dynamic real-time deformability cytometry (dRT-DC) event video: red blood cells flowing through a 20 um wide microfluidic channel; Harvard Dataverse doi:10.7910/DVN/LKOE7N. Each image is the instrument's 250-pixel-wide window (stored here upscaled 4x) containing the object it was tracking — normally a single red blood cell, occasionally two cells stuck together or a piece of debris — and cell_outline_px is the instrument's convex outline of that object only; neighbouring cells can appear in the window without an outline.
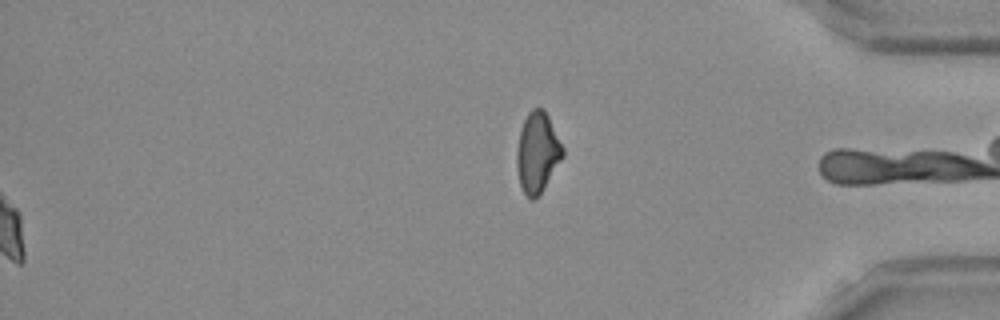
{"species": "Egyptian fruit bat (a non-hibernating species)", "species_latin": "Rousettus aegyptiacus", "temperature_condition": "room temperature", "stored_images_in_passage": 51, "segment_of_instrument_passage": [2, 2], "camera_frame_rate_fps": 3000, "um_per_image_px": 0.085, "frame": {"image": 1, "passage_image": 51, "time_ms": 16.667, "image_size_px": [1000, 320], "cell_outline_px": [[564, 156], [544, 188], [532, 200], [524, 192], [520, 184], [516, 164], [516, 152], [520, 128], [528, 112], [532, 108], [544, 108], [564, 148]], "centroid_in_image_um": [45.68, 12.92], "position_along_channel_um": 389.5, "area_um2": 21.44}}